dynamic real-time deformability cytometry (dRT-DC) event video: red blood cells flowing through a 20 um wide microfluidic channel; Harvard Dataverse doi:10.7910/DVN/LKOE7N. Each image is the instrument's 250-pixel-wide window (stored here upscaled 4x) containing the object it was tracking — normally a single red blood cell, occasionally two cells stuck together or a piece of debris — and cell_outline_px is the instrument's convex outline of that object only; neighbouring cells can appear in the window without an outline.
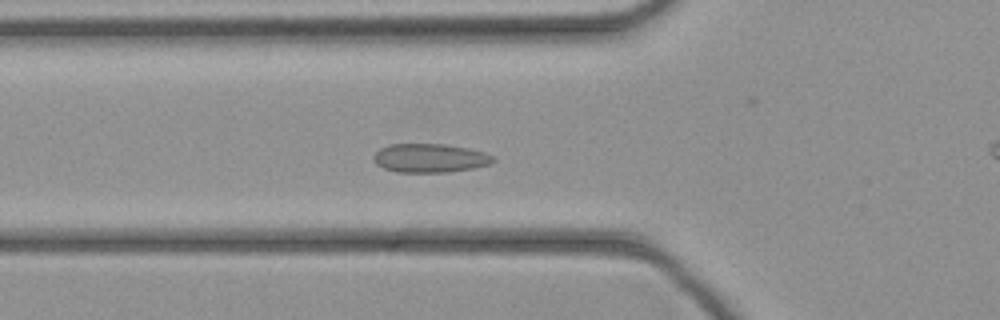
{"species": "common noctule bat (a hibernating species)", "species_latin": "Nyctalus noctula", "temperature_condition": "cold", "stored_images_in_passage": 40, "camera_frame_rate_fps": 3000, "um_per_image_px": 0.085, "animal": {"sex": "female", "body_mass_g": 21.9}, "frame": {"image": 1, "passage_image": 10, "time_ms": 3.0, "image_size_px": [1000, 320], "cell_outline_px": [[496, 160], [488, 164], [472, 168], [448, 172], [396, 172], [384, 168], [376, 164], [372, 156], [380, 148], [388, 144], [444, 144], [468, 148], [484, 152], [492, 156]], "centroid_in_image_um": [36.51, 13.43], "position_along_channel_um": 89.3, "area_um2": 20.0}}
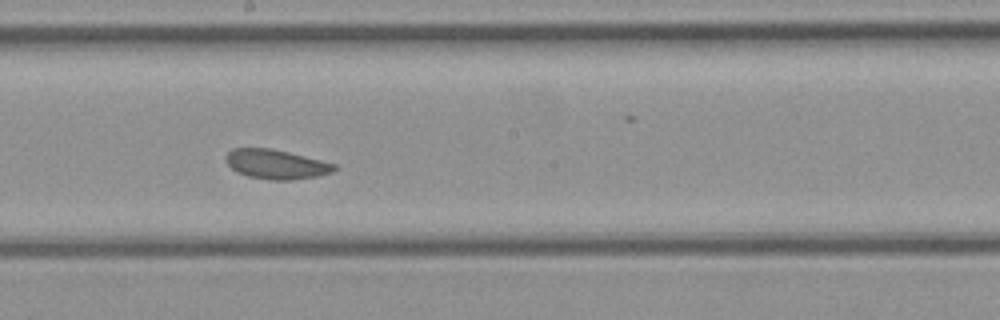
{"frame": {"image": 2, "passage_image": 19, "time_ms": 6.0, "image_size_px": [1000, 320], "cell_outline_px": [[336, 168], [332, 172], [316, 176], [292, 180], [272, 180], [248, 176], [236, 172], [224, 160], [224, 156], [232, 148], [272, 148], [336, 164]], "centroid_in_image_um": [23.42, 13.95], "position_along_channel_um": 224.8, "area_um2": 18.55}}
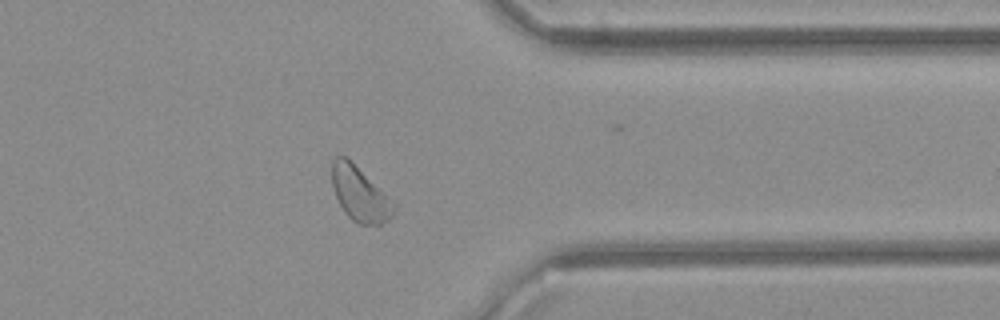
{"frame": {"image": 3, "passage_image": 30, "time_ms": 9.667, "image_size_px": [1000, 320], "cell_outline_px": [[396, 208], [392, 216], [388, 220], [380, 224], [356, 224], [344, 212], [336, 196], [332, 184], [332, 160], [336, 156], [344, 156], [388, 196], [396, 204]], "centroid_in_image_um": [30.58, 16.53], "position_along_channel_um": 380.8, "area_um2": 19.19}}